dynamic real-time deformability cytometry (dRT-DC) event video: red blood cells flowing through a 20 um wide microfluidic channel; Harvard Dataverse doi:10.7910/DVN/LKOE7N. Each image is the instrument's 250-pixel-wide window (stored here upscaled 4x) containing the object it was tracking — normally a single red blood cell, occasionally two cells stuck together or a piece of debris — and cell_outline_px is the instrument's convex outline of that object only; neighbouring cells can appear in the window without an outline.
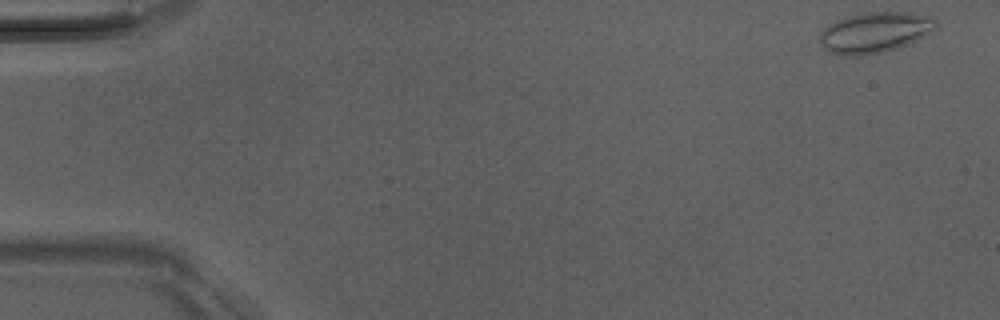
{"species": "Egyptian fruit bat (a non-hibernating species)", "species_latin": "Rousettus aegyptiacus", "temperature_condition": "room temperature", "stored_images_in_passage": 50, "camera_frame_rate_fps": 3000, "um_per_image_px": 0.085, "animal": {"sex": "male"}, "frame": {"image": 1, "passage_image": 1, "time_ms": 0.0, "image_size_px": [1000, 320], "cell_outline_px": [[936, 28], [932, 32], [908, 44], [884, 52], [860, 56], [844, 56], [828, 52], [820, 44], [820, 32], [828, 24], [836, 20], [860, 12], [912, 12], [932, 16], [936, 20]], "centroid_in_image_um": [74.35, 2.75], "position_along_channel_um": 10.6, "area_um2": 27.92}}
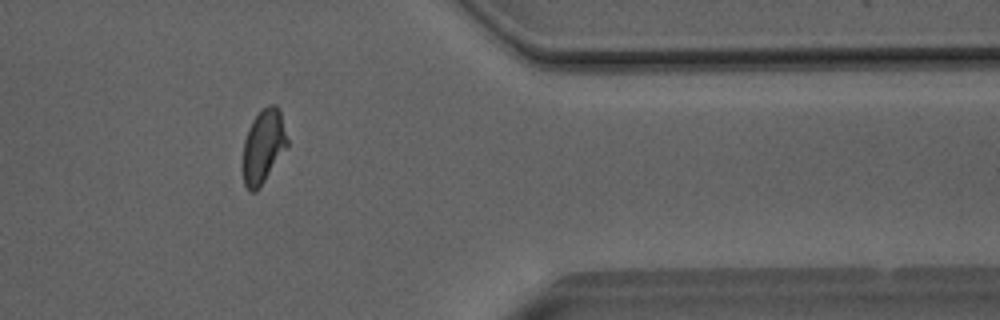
{"frame": {"image": 2, "passage_image": 41, "time_ms": 13.333, "image_size_px": [1000, 320], "cell_outline_px": [[288, 148], [260, 188], [256, 192], [248, 192], [244, 184], [240, 168], [244, 140], [248, 128], [252, 120], [260, 108], [268, 104], [276, 104], [280, 108], [288, 140]], "centroid_in_image_um": [22.36, 12.46], "position_along_channel_um": 389.0, "area_um2": 20.23}}
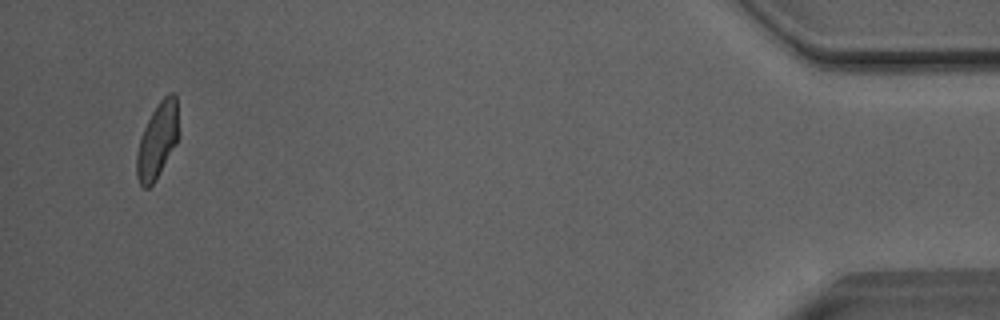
{"frame": {"image": 3, "passage_image": 48, "time_ms": 15.667, "image_size_px": [1000, 320], "cell_outline_px": [[180, 136], [176, 144], [156, 180], [148, 188], [144, 188], [140, 184], [136, 176], [136, 156], [140, 136], [152, 112], [160, 100], [168, 92], [172, 92], [176, 96]], "centroid_in_image_um": [13.4, 11.94], "position_along_channel_um": 421.8, "area_um2": 18.73}, "authors_computed_cell_mechanics": {"area_um2": 19.5364, "velocity_mm_per_s": 4.0448, "shape_relaxation_time_tau1_ms": 4.5911, "shape_relaxation_time_tau2_ms": 1.2398, "deformation_change_tau1": 0.1234, "deformation_change_tau2": 0.0601}}